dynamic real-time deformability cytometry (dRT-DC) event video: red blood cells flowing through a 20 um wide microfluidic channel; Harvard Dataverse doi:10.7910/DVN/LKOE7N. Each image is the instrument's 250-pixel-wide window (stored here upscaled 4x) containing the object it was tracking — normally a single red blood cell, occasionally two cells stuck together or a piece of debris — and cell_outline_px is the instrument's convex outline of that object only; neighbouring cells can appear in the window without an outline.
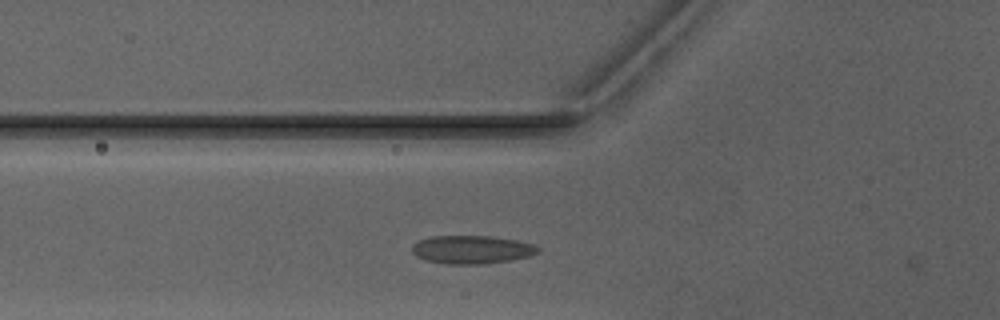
{"species": "Egyptian fruit bat (a non-hibernating species)", "species_latin": "Rousettus aegyptiacus", "temperature_condition": "warm", "stored_images_in_passage": 28, "camera_frame_rate_fps": 3000, "um_per_image_px": 0.085, "animal": {"sex": "male"}, "frame": {"image": 1, "passage_image": 5, "time_ms": 1.333, "image_size_px": [1000, 320], "cell_outline_px": [[540, 252], [528, 256], [508, 260], [484, 264], [444, 264], [424, 260], [416, 256], [412, 252], [412, 244], [420, 240], [432, 236], [492, 236], [516, 240], [536, 244], [540, 248]], "centroid_in_image_um": [40.1, 21.21], "position_along_channel_um": 85.7, "area_um2": 20.87}}
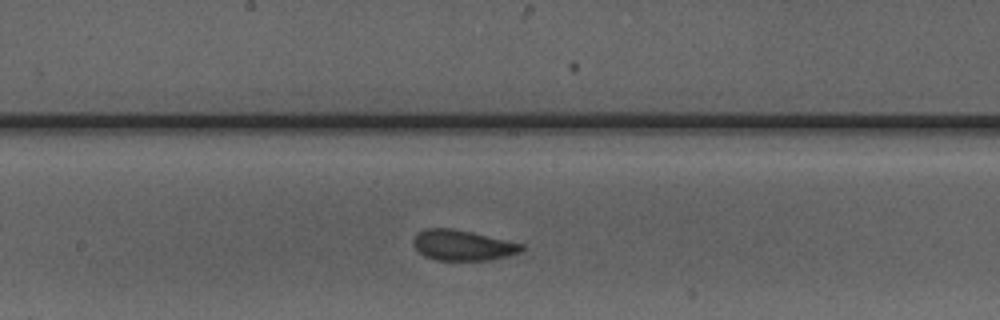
{"frame": {"image": 2, "passage_image": 14, "time_ms": 4.333, "image_size_px": [1000, 320], "cell_outline_px": [[524, 248], [520, 252], [508, 256], [488, 260], [436, 260], [424, 256], [412, 244], [412, 240], [424, 228], [452, 228], [472, 232], [524, 244]], "centroid_in_image_um": [39.33, 20.85], "position_along_channel_um": 208.9, "area_um2": 19.19}}
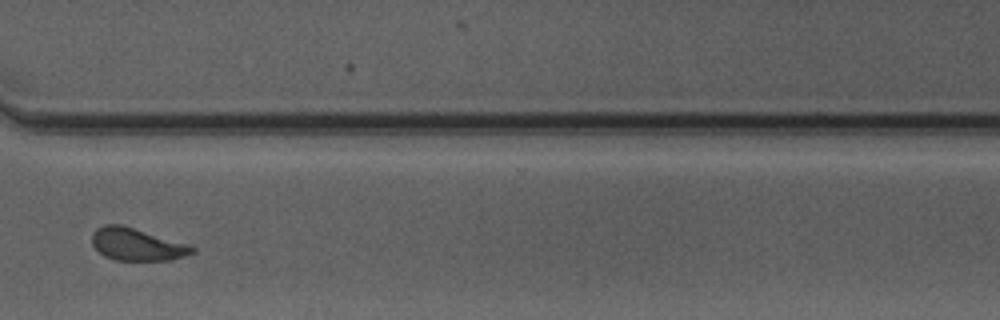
{"frame": {"image": 3, "passage_image": 25, "time_ms": 8.0, "image_size_px": [1000, 320], "cell_outline_px": [[196, 252], [172, 260], [116, 260], [104, 256], [92, 244], [92, 232], [96, 228], [104, 224], [120, 224], [192, 244], [196, 248]], "centroid_in_image_um": [11.68, 20.76], "position_along_channel_um": 358.9, "area_um2": 19.19}, "authors_computed_cell_mechanics": {"area_um2": 19.1318, "velocity_mm_per_s": 4.0969, "shape_relaxation_time_tau1_ms": 5.6709, "shape_relaxation_time_tau2_ms": 1.1955, "deformation_change_tau1": 0.1784, "deformation_change_tau2": 0.0541}}